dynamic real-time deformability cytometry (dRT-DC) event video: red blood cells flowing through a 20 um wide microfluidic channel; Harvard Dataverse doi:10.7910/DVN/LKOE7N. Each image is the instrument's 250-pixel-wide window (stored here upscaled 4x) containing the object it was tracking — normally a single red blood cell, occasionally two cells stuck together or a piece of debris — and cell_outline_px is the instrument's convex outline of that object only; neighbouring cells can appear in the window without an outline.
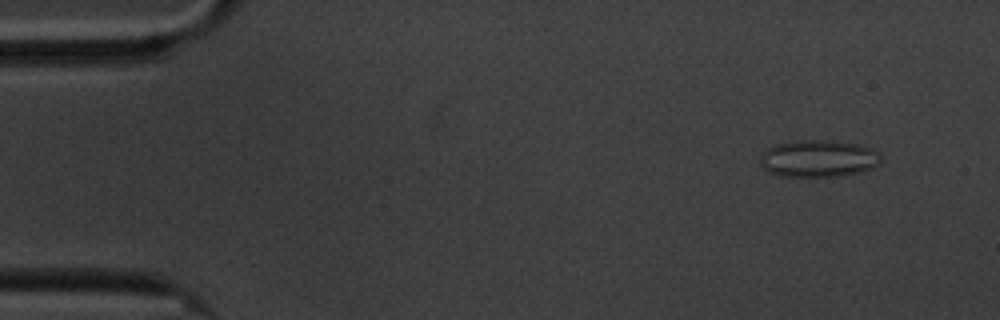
{"species": "common noctule bat (a hibernating species)", "species_latin": "Nyctalus noctula", "temperature_condition": "cold", "stored_images_in_passage": 56, "camera_frame_rate_fps": 3000, "um_per_image_px": 0.085, "animal": {"sex": "male", "body_mass_g": 20.1, "forearm_length_mm": 53.5}, "frame": {"image": 1, "passage_image": 2, "time_ms": 0.333, "image_size_px": [1000, 320], "cell_outline_px": [[880, 160], [876, 164], [860, 172], [840, 176], [780, 176], [768, 172], [760, 164], [760, 156], [768, 148], [776, 144], [800, 140], [828, 140], [860, 144], [880, 152]], "centroid_in_image_um": [69.54, 13.47], "position_along_channel_um": 15.5, "area_um2": 25.95}}
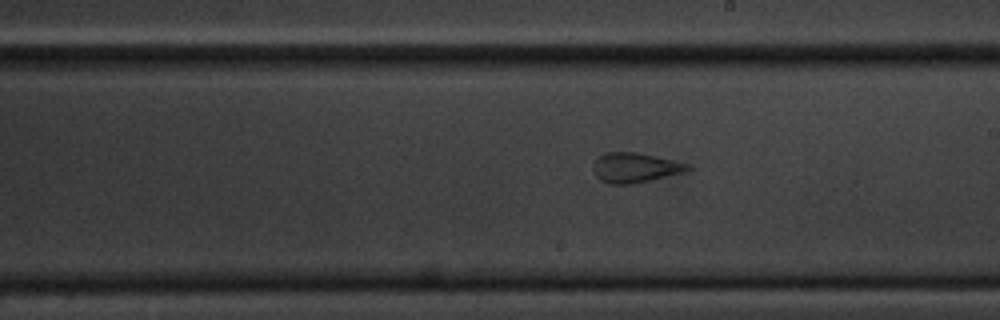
{"frame": {"image": 2, "passage_image": 30, "time_ms": 9.667, "image_size_px": [1000, 320], "cell_outline_px": [[692, 168], [684, 172], [632, 184], [608, 184], [600, 180], [596, 176], [592, 168], [592, 164], [604, 152], [636, 152], [672, 160], [688, 164]], "centroid_in_image_um": [53.93, 14.25], "position_along_channel_um": 235.1, "area_um2": 16.3}}
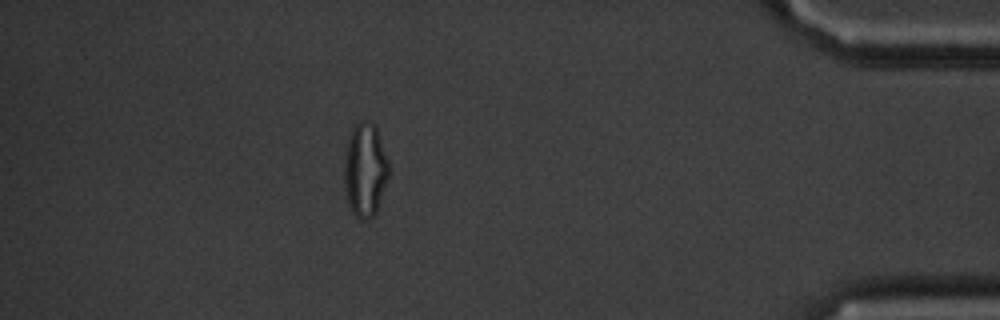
{"frame": {"image": 3, "passage_image": 49, "time_ms": 16.0, "image_size_px": [1000, 320], "cell_outline_px": [[388, 176], [376, 212], [368, 220], [364, 220], [356, 216], [352, 212], [344, 188], [344, 160], [348, 140], [352, 128], [360, 120], [372, 120], [376, 124], [388, 160]], "centroid_in_image_um": [31.03, 14.39], "position_along_channel_um": 404.2, "area_um2": 24.39}, "authors_computed_cell_mechanics": {"area_um2": 20.0566, "velocity_mm_per_s": 3.3928, "shape_relaxation_time_tau1_ms": null, "shape_relaxation_time_tau2_ms": 1.191, "deformation_change_tau1": null, "deformation_change_tau2": 0.084}}